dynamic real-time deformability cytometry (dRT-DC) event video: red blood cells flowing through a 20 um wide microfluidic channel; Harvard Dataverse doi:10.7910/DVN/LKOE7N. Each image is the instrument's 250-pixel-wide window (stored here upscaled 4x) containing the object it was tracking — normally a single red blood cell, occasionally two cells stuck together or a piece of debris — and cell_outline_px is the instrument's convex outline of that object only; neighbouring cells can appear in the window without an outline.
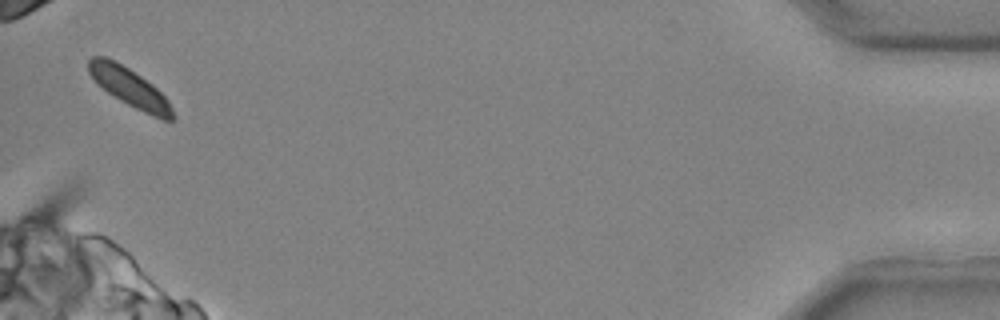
{"species": "common noctule bat (a hibernating species)", "species_latin": "Nyctalus noctula", "temperature_condition": "cold", "stored_images_in_passage": 34, "camera_frame_rate_fps": 3000, "um_per_image_px": 0.085, "animal": {"sex": "male", "body_mass_g": 20.4}, "frame": {"image": 1, "passage_image": 34, "time_ms": 11.0, "image_size_px": [1000, 320], "cell_outline_px": [[176, 120], [160, 120], [120, 100], [108, 92], [88, 72], [88, 60], [92, 56], [104, 56], [128, 68], [152, 84], [168, 100], [176, 116]], "centroid_in_image_um": [11.07, 7.46], "position_along_channel_um": 424.1, "area_um2": 18.5}}